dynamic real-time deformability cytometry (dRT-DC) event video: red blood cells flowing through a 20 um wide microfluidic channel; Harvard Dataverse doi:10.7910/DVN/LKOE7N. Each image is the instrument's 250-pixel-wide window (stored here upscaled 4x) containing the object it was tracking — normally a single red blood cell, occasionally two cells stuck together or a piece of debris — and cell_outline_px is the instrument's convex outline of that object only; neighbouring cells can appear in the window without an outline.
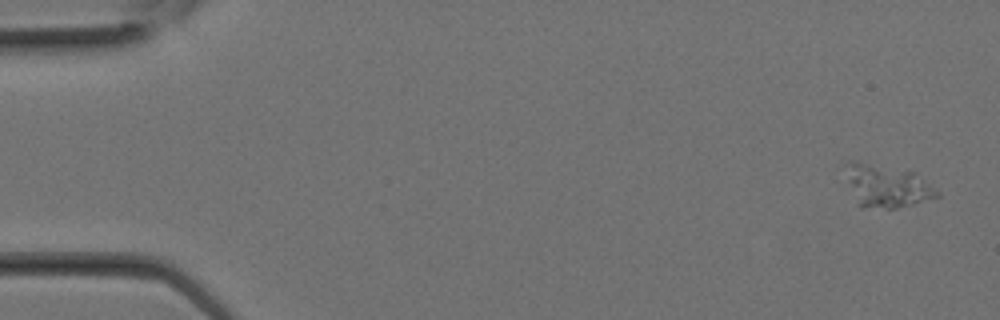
{"species": "Egyptian fruit bat (a non-hibernating species)", "species_latin": "Rousettus aegyptiacus", "temperature_condition": "room temperature", "stored_images_in_passage": 8, "camera_frame_rate_fps": 3000, "um_per_image_px": 0.085, "animal": {"sex": "female"}, "frame": {"image": 1, "passage_image": 1, "time_ms": 0.0, "image_size_px": [1000, 320], "cell_outline_px": [[940, 196], [912, 204], [896, 208], [860, 208], [856, 204], [848, 180], [848, 160], [856, 160], [912, 172], [924, 180], [940, 192]], "centroid_in_image_um": [75.36, 15.84], "position_along_channel_um": 9.6, "area_um2": 22.25}}